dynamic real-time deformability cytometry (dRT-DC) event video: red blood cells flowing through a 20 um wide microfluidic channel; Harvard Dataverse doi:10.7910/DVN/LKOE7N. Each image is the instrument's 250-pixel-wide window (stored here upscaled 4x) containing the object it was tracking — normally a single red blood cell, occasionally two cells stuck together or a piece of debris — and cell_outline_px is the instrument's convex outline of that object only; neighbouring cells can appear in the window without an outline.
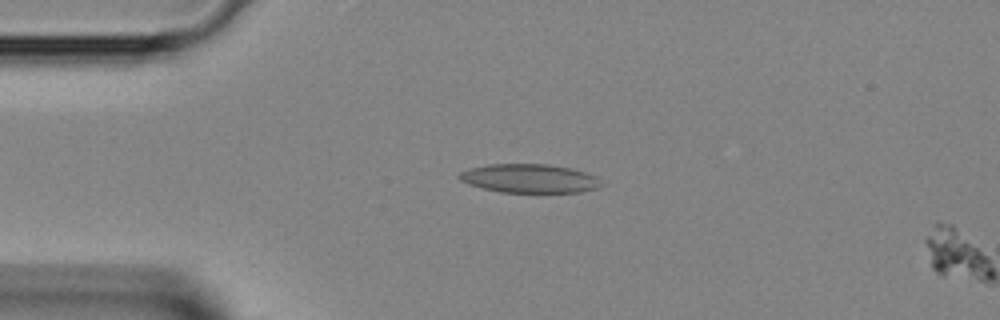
{"species": "Egyptian fruit bat (a non-hibernating species)", "species_latin": "Rousettus aegyptiacus", "temperature_condition": "room temperature", "stored_images_in_passage": 2, "camera_frame_rate_fps": 3000, "um_per_image_px": 0.085, "animal": {"sex": "female"}, "frame": {"image": 1, "passage_image": 1, "time_ms": 0.0, "image_size_px": [1000, 320], "cell_outline_px": [[600, 188], [580, 192], [500, 192], [480, 188], [468, 184], [460, 180], [456, 176], [460, 172], [468, 168], [488, 164], [548, 164], [568, 168], [584, 172], [596, 176], [600, 184]], "centroid_in_image_um": [44.93, 15.17], "position_along_channel_um": 40.1, "area_um2": 23.81}}